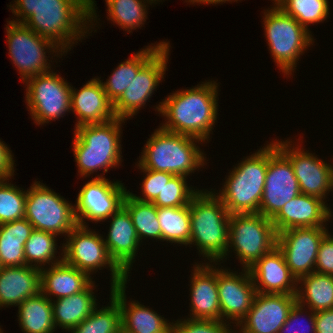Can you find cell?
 <instances>
[{"instance_id":"obj_1","label":"cell","mask_w":333,"mask_h":333,"mask_svg":"<svg viewBox=\"0 0 333 333\" xmlns=\"http://www.w3.org/2000/svg\"><path fill=\"white\" fill-rule=\"evenodd\" d=\"M218 84L211 79L170 93L154 108L166 119L160 127L208 142L217 122Z\"/></svg>"},{"instance_id":"obj_2","label":"cell","mask_w":333,"mask_h":333,"mask_svg":"<svg viewBox=\"0 0 333 333\" xmlns=\"http://www.w3.org/2000/svg\"><path fill=\"white\" fill-rule=\"evenodd\" d=\"M95 0H43L23 24L54 42L65 54L93 32L97 21ZM95 22V24L93 22ZM91 29V30H90ZM90 30V31H89ZM69 49V50H68Z\"/></svg>"},{"instance_id":"obj_3","label":"cell","mask_w":333,"mask_h":333,"mask_svg":"<svg viewBox=\"0 0 333 333\" xmlns=\"http://www.w3.org/2000/svg\"><path fill=\"white\" fill-rule=\"evenodd\" d=\"M126 120L115 118L102 124H87L74 128L73 154L79 176L90 177L98 170L102 175L95 178H105L110 168L121 165L122 124Z\"/></svg>"},{"instance_id":"obj_4","label":"cell","mask_w":333,"mask_h":333,"mask_svg":"<svg viewBox=\"0 0 333 333\" xmlns=\"http://www.w3.org/2000/svg\"><path fill=\"white\" fill-rule=\"evenodd\" d=\"M199 190L189 203L191 235L189 246L197 247L198 255L210 263H218L226 256L229 244L230 213L212 191Z\"/></svg>"},{"instance_id":"obj_5","label":"cell","mask_w":333,"mask_h":333,"mask_svg":"<svg viewBox=\"0 0 333 333\" xmlns=\"http://www.w3.org/2000/svg\"><path fill=\"white\" fill-rule=\"evenodd\" d=\"M196 143L204 142L159 126L147 140L136 163L145 169L187 177L207 164L206 155Z\"/></svg>"},{"instance_id":"obj_6","label":"cell","mask_w":333,"mask_h":333,"mask_svg":"<svg viewBox=\"0 0 333 333\" xmlns=\"http://www.w3.org/2000/svg\"><path fill=\"white\" fill-rule=\"evenodd\" d=\"M228 172L222 189L215 194L230 214L259 213L268 166V141Z\"/></svg>"},{"instance_id":"obj_7","label":"cell","mask_w":333,"mask_h":333,"mask_svg":"<svg viewBox=\"0 0 333 333\" xmlns=\"http://www.w3.org/2000/svg\"><path fill=\"white\" fill-rule=\"evenodd\" d=\"M263 13L262 24L269 53L280 72L290 77L296 70L300 55L314 44V36L277 4Z\"/></svg>"},{"instance_id":"obj_8","label":"cell","mask_w":333,"mask_h":333,"mask_svg":"<svg viewBox=\"0 0 333 333\" xmlns=\"http://www.w3.org/2000/svg\"><path fill=\"white\" fill-rule=\"evenodd\" d=\"M276 246L277 232L271 219L260 213L231 214L228 249L219 264L227 259L231 251L243 269H249Z\"/></svg>"},{"instance_id":"obj_9","label":"cell","mask_w":333,"mask_h":333,"mask_svg":"<svg viewBox=\"0 0 333 333\" xmlns=\"http://www.w3.org/2000/svg\"><path fill=\"white\" fill-rule=\"evenodd\" d=\"M103 236L91 228L77 225L60 246L63 261L86 272L90 277L103 268H109L111 288L127 284L128 275L110 257Z\"/></svg>"},{"instance_id":"obj_10","label":"cell","mask_w":333,"mask_h":333,"mask_svg":"<svg viewBox=\"0 0 333 333\" xmlns=\"http://www.w3.org/2000/svg\"><path fill=\"white\" fill-rule=\"evenodd\" d=\"M6 43L11 63L19 71L23 83L31 77L50 72L51 63L46 53H52L54 58H62L65 52L49 39L36 34L23 23L7 21ZM50 50V51H49ZM55 53V55H54ZM57 53V54H56Z\"/></svg>"},{"instance_id":"obj_11","label":"cell","mask_w":333,"mask_h":333,"mask_svg":"<svg viewBox=\"0 0 333 333\" xmlns=\"http://www.w3.org/2000/svg\"><path fill=\"white\" fill-rule=\"evenodd\" d=\"M35 230L66 236L78 223L74 205L40 181L27 189L25 216Z\"/></svg>"},{"instance_id":"obj_12","label":"cell","mask_w":333,"mask_h":333,"mask_svg":"<svg viewBox=\"0 0 333 333\" xmlns=\"http://www.w3.org/2000/svg\"><path fill=\"white\" fill-rule=\"evenodd\" d=\"M23 84L27 86V110L36 125H46L71 111L72 85L61 74L51 70L28 78Z\"/></svg>"},{"instance_id":"obj_13","label":"cell","mask_w":333,"mask_h":333,"mask_svg":"<svg viewBox=\"0 0 333 333\" xmlns=\"http://www.w3.org/2000/svg\"><path fill=\"white\" fill-rule=\"evenodd\" d=\"M301 194L290 160L272 141L268 144V166L259 213L272 219L291 199Z\"/></svg>"},{"instance_id":"obj_14","label":"cell","mask_w":333,"mask_h":333,"mask_svg":"<svg viewBox=\"0 0 333 333\" xmlns=\"http://www.w3.org/2000/svg\"><path fill=\"white\" fill-rule=\"evenodd\" d=\"M121 181L107 178H92L82 186L74 204L78 225L88 227L90 222H105L119 208L128 192Z\"/></svg>"},{"instance_id":"obj_15","label":"cell","mask_w":333,"mask_h":333,"mask_svg":"<svg viewBox=\"0 0 333 333\" xmlns=\"http://www.w3.org/2000/svg\"><path fill=\"white\" fill-rule=\"evenodd\" d=\"M277 148L290 160L296 179L299 182L301 194L321 198L325 202L331 192L333 165L303 149L299 143L291 139L273 140ZM292 142H294L292 144Z\"/></svg>"},{"instance_id":"obj_16","label":"cell","mask_w":333,"mask_h":333,"mask_svg":"<svg viewBox=\"0 0 333 333\" xmlns=\"http://www.w3.org/2000/svg\"><path fill=\"white\" fill-rule=\"evenodd\" d=\"M170 45L161 48L137 73L121 97L113 104L115 116L128 120L146 105L166 74Z\"/></svg>"},{"instance_id":"obj_17","label":"cell","mask_w":333,"mask_h":333,"mask_svg":"<svg viewBox=\"0 0 333 333\" xmlns=\"http://www.w3.org/2000/svg\"><path fill=\"white\" fill-rule=\"evenodd\" d=\"M327 226L291 228L277 233V246L282 251L291 274L298 280L315 272V263Z\"/></svg>"},{"instance_id":"obj_18","label":"cell","mask_w":333,"mask_h":333,"mask_svg":"<svg viewBox=\"0 0 333 333\" xmlns=\"http://www.w3.org/2000/svg\"><path fill=\"white\" fill-rule=\"evenodd\" d=\"M222 267L217 268L221 317L222 321L237 327L250 310L257 292L248 269L238 273Z\"/></svg>"},{"instance_id":"obj_19","label":"cell","mask_w":333,"mask_h":333,"mask_svg":"<svg viewBox=\"0 0 333 333\" xmlns=\"http://www.w3.org/2000/svg\"><path fill=\"white\" fill-rule=\"evenodd\" d=\"M296 302V295L256 293L236 333H278Z\"/></svg>"},{"instance_id":"obj_20","label":"cell","mask_w":333,"mask_h":333,"mask_svg":"<svg viewBox=\"0 0 333 333\" xmlns=\"http://www.w3.org/2000/svg\"><path fill=\"white\" fill-rule=\"evenodd\" d=\"M217 265L219 264H210L209 261L193 265L188 318L222 321L217 288Z\"/></svg>"},{"instance_id":"obj_21","label":"cell","mask_w":333,"mask_h":333,"mask_svg":"<svg viewBox=\"0 0 333 333\" xmlns=\"http://www.w3.org/2000/svg\"><path fill=\"white\" fill-rule=\"evenodd\" d=\"M319 197L299 194L287 202L271 219L277 233L303 227L326 226L333 217V212Z\"/></svg>"},{"instance_id":"obj_22","label":"cell","mask_w":333,"mask_h":333,"mask_svg":"<svg viewBox=\"0 0 333 333\" xmlns=\"http://www.w3.org/2000/svg\"><path fill=\"white\" fill-rule=\"evenodd\" d=\"M257 293L296 295L297 279L291 274L278 246L249 269Z\"/></svg>"},{"instance_id":"obj_23","label":"cell","mask_w":333,"mask_h":333,"mask_svg":"<svg viewBox=\"0 0 333 333\" xmlns=\"http://www.w3.org/2000/svg\"><path fill=\"white\" fill-rule=\"evenodd\" d=\"M101 77L92 78L79 89L71 88V111L77 116L75 128L102 124L116 118L113 103L106 95Z\"/></svg>"},{"instance_id":"obj_24","label":"cell","mask_w":333,"mask_h":333,"mask_svg":"<svg viewBox=\"0 0 333 333\" xmlns=\"http://www.w3.org/2000/svg\"><path fill=\"white\" fill-rule=\"evenodd\" d=\"M108 234L104 240L110 257L128 275L132 270L138 248L141 246L130 214L122 206L110 218Z\"/></svg>"},{"instance_id":"obj_25","label":"cell","mask_w":333,"mask_h":333,"mask_svg":"<svg viewBox=\"0 0 333 333\" xmlns=\"http://www.w3.org/2000/svg\"><path fill=\"white\" fill-rule=\"evenodd\" d=\"M126 285L110 288L121 309L122 333H173V321L136 300L127 301Z\"/></svg>"},{"instance_id":"obj_26","label":"cell","mask_w":333,"mask_h":333,"mask_svg":"<svg viewBox=\"0 0 333 333\" xmlns=\"http://www.w3.org/2000/svg\"><path fill=\"white\" fill-rule=\"evenodd\" d=\"M40 268L23 265L0 269V308L19 306L41 291Z\"/></svg>"},{"instance_id":"obj_27","label":"cell","mask_w":333,"mask_h":333,"mask_svg":"<svg viewBox=\"0 0 333 333\" xmlns=\"http://www.w3.org/2000/svg\"><path fill=\"white\" fill-rule=\"evenodd\" d=\"M86 272L64 261L40 269L41 292L51 301L83 291L93 280Z\"/></svg>"},{"instance_id":"obj_28","label":"cell","mask_w":333,"mask_h":333,"mask_svg":"<svg viewBox=\"0 0 333 333\" xmlns=\"http://www.w3.org/2000/svg\"><path fill=\"white\" fill-rule=\"evenodd\" d=\"M95 281H92L83 291L60 299H53V320L55 327L69 332L72 328L84 321L98 306V300L94 288Z\"/></svg>"},{"instance_id":"obj_29","label":"cell","mask_w":333,"mask_h":333,"mask_svg":"<svg viewBox=\"0 0 333 333\" xmlns=\"http://www.w3.org/2000/svg\"><path fill=\"white\" fill-rule=\"evenodd\" d=\"M170 42L161 41L144 47L134 53L126 61L117 65L105 82L101 80L103 89L109 100L114 104L124 93L130 82L136 77L138 71L163 47Z\"/></svg>"},{"instance_id":"obj_30","label":"cell","mask_w":333,"mask_h":333,"mask_svg":"<svg viewBox=\"0 0 333 333\" xmlns=\"http://www.w3.org/2000/svg\"><path fill=\"white\" fill-rule=\"evenodd\" d=\"M33 230V225L26 218L0 225V265L2 267L26 265L24 245Z\"/></svg>"},{"instance_id":"obj_31","label":"cell","mask_w":333,"mask_h":333,"mask_svg":"<svg viewBox=\"0 0 333 333\" xmlns=\"http://www.w3.org/2000/svg\"><path fill=\"white\" fill-rule=\"evenodd\" d=\"M296 301L314 312L333 309V275L312 272L298 279Z\"/></svg>"},{"instance_id":"obj_32","label":"cell","mask_w":333,"mask_h":333,"mask_svg":"<svg viewBox=\"0 0 333 333\" xmlns=\"http://www.w3.org/2000/svg\"><path fill=\"white\" fill-rule=\"evenodd\" d=\"M17 317L24 333H54L56 331L52 302L41 291L35 296L28 297L18 306Z\"/></svg>"},{"instance_id":"obj_33","label":"cell","mask_w":333,"mask_h":333,"mask_svg":"<svg viewBox=\"0 0 333 333\" xmlns=\"http://www.w3.org/2000/svg\"><path fill=\"white\" fill-rule=\"evenodd\" d=\"M108 20L129 34L143 27L148 14L149 4H158V0H105ZM147 3V5H146Z\"/></svg>"},{"instance_id":"obj_34","label":"cell","mask_w":333,"mask_h":333,"mask_svg":"<svg viewBox=\"0 0 333 333\" xmlns=\"http://www.w3.org/2000/svg\"><path fill=\"white\" fill-rule=\"evenodd\" d=\"M162 242L189 245L191 220L189 205L182 207H157Z\"/></svg>"},{"instance_id":"obj_35","label":"cell","mask_w":333,"mask_h":333,"mask_svg":"<svg viewBox=\"0 0 333 333\" xmlns=\"http://www.w3.org/2000/svg\"><path fill=\"white\" fill-rule=\"evenodd\" d=\"M123 206L131 216L140 243L146 238L162 241L157 207L152 202L137 200L127 192L123 200Z\"/></svg>"},{"instance_id":"obj_36","label":"cell","mask_w":333,"mask_h":333,"mask_svg":"<svg viewBox=\"0 0 333 333\" xmlns=\"http://www.w3.org/2000/svg\"><path fill=\"white\" fill-rule=\"evenodd\" d=\"M57 235L41 230H33L24 245L26 265L44 268L63 261V252L56 257ZM59 257V258H58Z\"/></svg>"},{"instance_id":"obj_37","label":"cell","mask_w":333,"mask_h":333,"mask_svg":"<svg viewBox=\"0 0 333 333\" xmlns=\"http://www.w3.org/2000/svg\"><path fill=\"white\" fill-rule=\"evenodd\" d=\"M107 306H97L94 311L71 333H122L121 309L118 301L110 294ZM99 308V310H98Z\"/></svg>"},{"instance_id":"obj_38","label":"cell","mask_w":333,"mask_h":333,"mask_svg":"<svg viewBox=\"0 0 333 333\" xmlns=\"http://www.w3.org/2000/svg\"><path fill=\"white\" fill-rule=\"evenodd\" d=\"M277 5L308 31L310 24L324 22L330 13L328 0H280Z\"/></svg>"},{"instance_id":"obj_39","label":"cell","mask_w":333,"mask_h":333,"mask_svg":"<svg viewBox=\"0 0 333 333\" xmlns=\"http://www.w3.org/2000/svg\"><path fill=\"white\" fill-rule=\"evenodd\" d=\"M10 180H0V225L25 216L27 190L14 186Z\"/></svg>"},{"instance_id":"obj_40","label":"cell","mask_w":333,"mask_h":333,"mask_svg":"<svg viewBox=\"0 0 333 333\" xmlns=\"http://www.w3.org/2000/svg\"><path fill=\"white\" fill-rule=\"evenodd\" d=\"M188 178L185 176H173L164 185L161 193L152 202L156 207H182L189 205L192 197L199 191L188 186Z\"/></svg>"},{"instance_id":"obj_41","label":"cell","mask_w":333,"mask_h":333,"mask_svg":"<svg viewBox=\"0 0 333 333\" xmlns=\"http://www.w3.org/2000/svg\"><path fill=\"white\" fill-rule=\"evenodd\" d=\"M173 321L175 322H173V333H236L237 331L234 329V327L236 328L235 325H230L228 322L219 320H202L186 317Z\"/></svg>"},{"instance_id":"obj_42","label":"cell","mask_w":333,"mask_h":333,"mask_svg":"<svg viewBox=\"0 0 333 333\" xmlns=\"http://www.w3.org/2000/svg\"><path fill=\"white\" fill-rule=\"evenodd\" d=\"M136 165L137 168L145 174L144 179L142 180V184H140V188L142 189V197L137 196L129 190L128 192L133 198L137 200L144 202H153L161 193L164 185H166L174 175L168 172L145 169L142 168L138 163Z\"/></svg>"},{"instance_id":"obj_43","label":"cell","mask_w":333,"mask_h":333,"mask_svg":"<svg viewBox=\"0 0 333 333\" xmlns=\"http://www.w3.org/2000/svg\"><path fill=\"white\" fill-rule=\"evenodd\" d=\"M306 307L298 304L297 302L294 304V306L291 308L287 320L281 327V329L278 331V333H316L315 331V312L309 309L307 311ZM305 311V312H304ZM308 314H307V313ZM305 314V315H303ZM308 318L306 322L304 321L306 317ZM300 318L304 319L303 324L301 325ZM309 324H308V323ZM301 325V326H300ZM303 326V327H302ZM309 327V328H308Z\"/></svg>"},{"instance_id":"obj_44","label":"cell","mask_w":333,"mask_h":333,"mask_svg":"<svg viewBox=\"0 0 333 333\" xmlns=\"http://www.w3.org/2000/svg\"><path fill=\"white\" fill-rule=\"evenodd\" d=\"M328 233L321 241L317 259L315 263V272L333 275V235Z\"/></svg>"},{"instance_id":"obj_45","label":"cell","mask_w":333,"mask_h":333,"mask_svg":"<svg viewBox=\"0 0 333 333\" xmlns=\"http://www.w3.org/2000/svg\"><path fill=\"white\" fill-rule=\"evenodd\" d=\"M13 4L10 2V10L17 18L9 19L16 23H23L29 16H31L35 10L39 7L43 0H13Z\"/></svg>"},{"instance_id":"obj_46","label":"cell","mask_w":333,"mask_h":333,"mask_svg":"<svg viewBox=\"0 0 333 333\" xmlns=\"http://www.w3.org/2000/svg\"><path fill=\"white\" fill-rule=\"evenodd\" d=\"M0 139V180L11 179L14 175L15 160L12 151Z\"/></svg>"},{"instance_id":"obj_47","label":"cell","mask_w":333,"mask_h":333,"mask_svg":"<svg viewBox=\"0 0 333 333\" xmlns=\"http://www.w3.org/2000/svg\"><path fill=\"white\" fill-rule=\"evenodd\" d=\"M316 333H333V309L315 312Z\"/></svg>"},{"instance_id":"obj_48","label":"cell","mask_w":333,"mask_h":333,"mask_svg":"<svg viewBox=\"0 0 333 333\" xmlns=\"http://www.w3.org/2000/svg\"><path fill=\"white\" fill-rule=\"evenodd\" d=\"M226 1L227 2H235V1L238 2L239 0H186L185 2H188L192 5L193 4H199V5L202 4L203 5L204 3L207 5L208 4L216 5V4H221V3L223 4V2L226 3Z\"/></svg>"},{"instance_id":"obj_49","label":"cell","mask_w":333,"mask_h":333,"mask_svg":"<svg viewBox=\"0 0 333 333\" xmlns=\"http://www.w3.org/2000/svg\"><path fill=\"white\" fill-rule=\"evenodd\" d=\"M331 192H333V169H332V181H331Z\"/></svg>"},{"instance_id":"obj_50","label":"cell","mask_w":333,"mask_h":333,"mask_svg":"<svg viewBox=\"0 0 333 333\" xmlns=\"http://www.w3.org/2000/svg\"><path fill=\"white\" fill-rule=\"evenodd\" d=\"M273 1V4H277L280 0H271Z\"/></svg>"},{"instance_id":"obj_51","label":"cell","mask_w":333,"mask_h":333,"mask_svg":"<svg viewBox=\"0 0 333 333\" xmlns=\"http://www.w3.org/2000/svg\"><path fill=\"white\" fill-rule=\"evenodd\" d=\"M0 333H4V331L2 330L1 326H0Z\"/></svg>"}]
</instances>
